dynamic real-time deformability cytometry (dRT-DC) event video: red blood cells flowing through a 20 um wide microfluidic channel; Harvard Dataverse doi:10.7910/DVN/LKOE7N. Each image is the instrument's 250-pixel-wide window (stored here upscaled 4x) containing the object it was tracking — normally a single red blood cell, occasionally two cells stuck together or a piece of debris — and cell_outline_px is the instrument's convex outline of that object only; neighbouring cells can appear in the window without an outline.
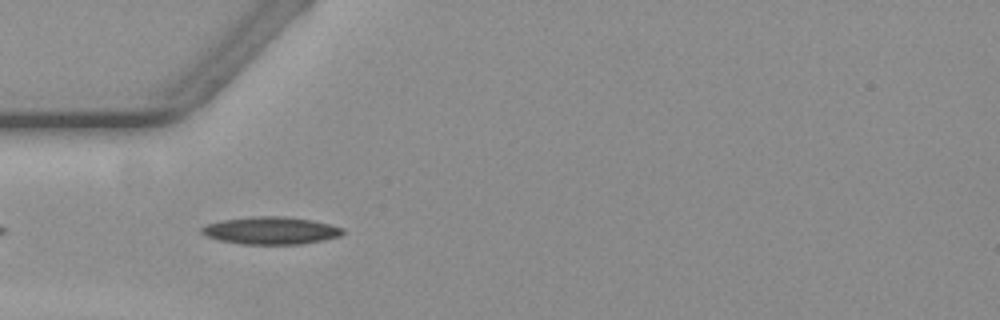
{"species": "common noctule bat (a hibernating species)", "species_latin": "Nyctalus noctula", "temperature_condition": "warm", "stored_images_in_passage": 13, "camera_frame_rate_fps": 3000, "um_per_image_px": 0.085, "animal": {"sex": "female", "body_mass_g": 19.3, "forearm_length_mm": 54.1}, "frame": {"image": 1, "passage_image": 3, "time_ms": 0.667, "image_size_px": [1000, 320], "cell_outline_px": [[344, 232], [340, 236], [300, 244], [240, 244], [220, 240], [208, 236], [200, 232], [200, 228], [208, 224], [224, 220], [252, 216], [284, 216], [312, 220], [344, 228]], "centroid_in_image_um": [23.02, 19.59], "position_along_channel_um": 62.0, "area_um2": 22.37}}
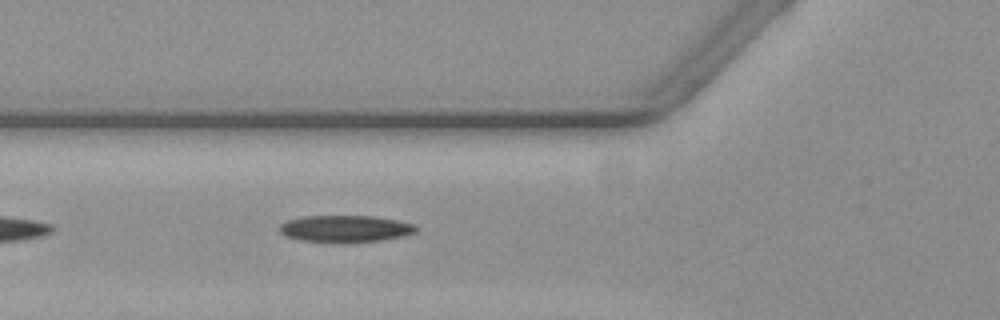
{"frame": {"image": 2, "passage_image": 6, "time_ms": 1.667, "image_size_px": [1000, 320], "cell_outline_px": [[416, 232], [400, 236], [380, 240], [340, 244], [300, 240], [284, 236], [280, 232], [280, 224], [288, 220], [304, 216], [372, 216], [400, 220], [412, 224], [416, 228]], "centroid_in_image_um": [29.3, 19.45], "position_along_channel_um": 96.5, "area_um2": 21.56}}
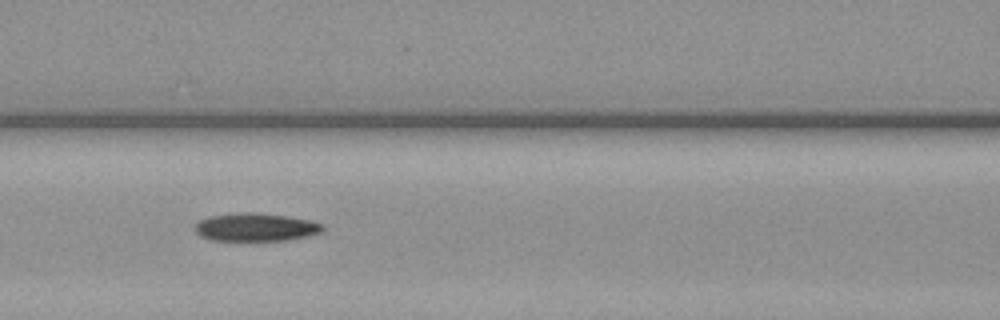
{"frame": {"image": 3, "passage_image": 10, "time_ms": 3.0, "image_size_px": [1000, 320], "cell_outline_px": [[324, 228], [320, 232], [308, 236], [288, 240], [212, 240], [200, 236], [196, 232], [196, 224], [200, 220], [208, 216], [240, 212], [256, 212], [288, 216], [312, 220], [324, 224]], "centroid_in_image_um": [21.76, 19.3], "position_along_channel_um": 144.8, "area_um2": 20.98}}